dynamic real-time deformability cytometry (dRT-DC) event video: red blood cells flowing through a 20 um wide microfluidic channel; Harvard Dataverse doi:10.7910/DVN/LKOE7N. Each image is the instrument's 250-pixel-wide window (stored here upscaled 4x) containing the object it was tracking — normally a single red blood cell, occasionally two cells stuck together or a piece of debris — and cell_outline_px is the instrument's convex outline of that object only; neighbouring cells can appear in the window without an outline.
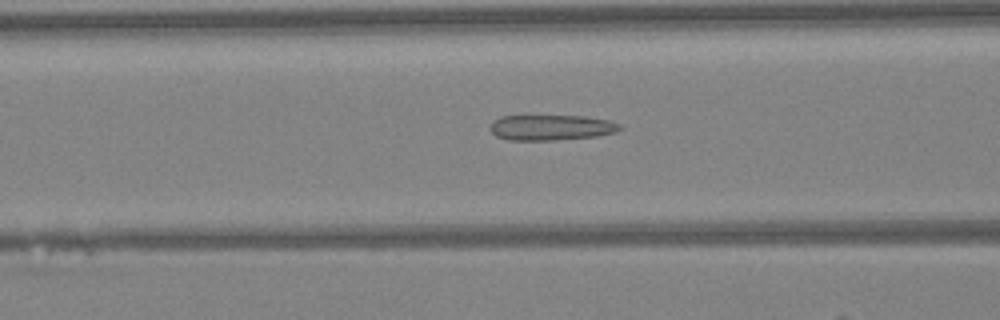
{"species": "Egyptian fruit bat (a non-hibernating species)", "species_latin": "Rousettus aegyptiacus", "temperature_condition": "warm", "stored_images_in_passage": 40, "camera_frame_rate_fps": 3000, "um_per_image_px": 0.085, "animal": {"sex": "female"}, "frame": {"image": 1, "passage_image": 15, "time_ms": 4.667, "image_size_px": [1000, 320], "cell_outline_px": [[624, 128], [616, 132], [596, 136], [556, 140], [508, 140], [496, 136], [488, 128], [492, 120], [500, 116], [584, 116], [608, 120], [620, 124]], "centroid_in_image_um": [46.82, 10.84], "position_along_channel_um": 119.8, "area_um2": 19.42}}
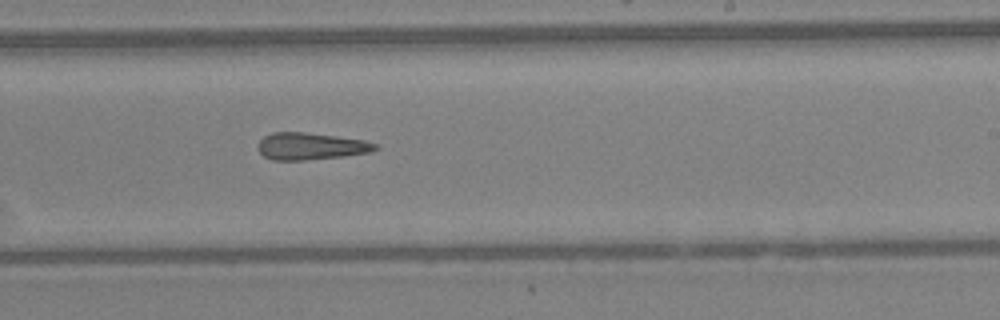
{"frame": {"image": 2, "passage_image": 25, "time_ms": 8.0, "image_size_px": [1000, 320], "cell_outline_px": [[380, 148], [372, 152], [340, 156], [304, 160], [272, 160], [264, 156], [260, 152], [256, 144], [264, 136], [272, 132], [304, 132], [364, 140], [380, 144]], "centroid_in_image_um": [26.42, 12.42], "position_along_channel_um": 262.6, "area_um2": 18.5}}
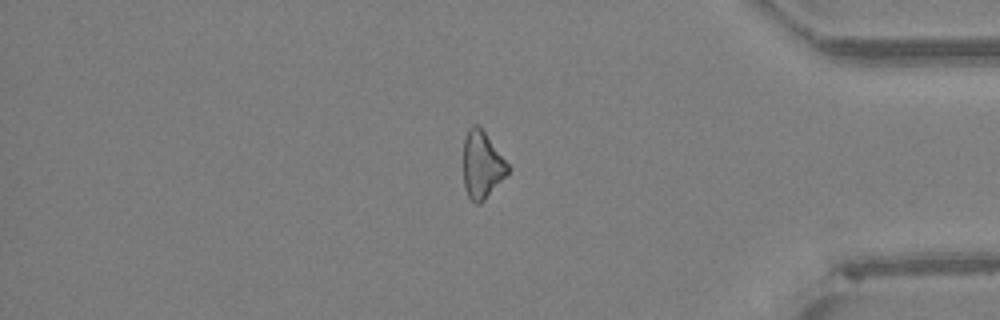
{"frame": {"image": 3, "passage_image": 36, "time_ms": 11.667, "image_size_px": [1000, 320], "cell_outline_px": [[508, 172], [484, 200], [480, 204], [476, 204], [468, 196], [464, 184], [464, 140], [468, 128], [472, 124], [480, 124], [508, 164]], "centroid_in_image_um": [40.95, 13.96], "position_along_channel_um": 394.3, "area_um2": 17.22}}